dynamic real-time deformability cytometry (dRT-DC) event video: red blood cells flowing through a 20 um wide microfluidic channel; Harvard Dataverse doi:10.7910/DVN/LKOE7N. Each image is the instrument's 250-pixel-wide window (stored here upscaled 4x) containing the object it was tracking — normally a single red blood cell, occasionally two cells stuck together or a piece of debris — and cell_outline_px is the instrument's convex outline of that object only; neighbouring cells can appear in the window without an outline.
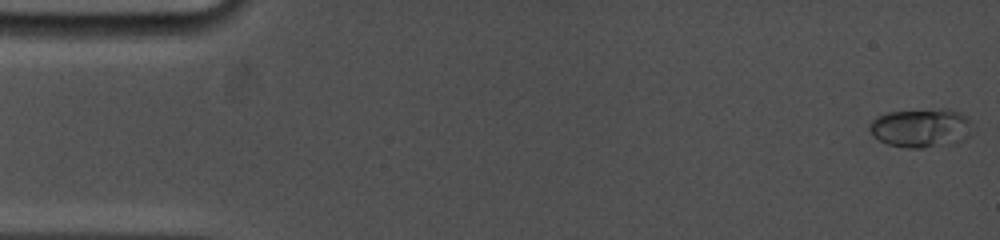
{"species": "common noctule bat (a hibernating species)", "species_latin": "Nyctalus noctula", "temperature_condition": "cold", "stored_images_in_passage": 55, "camera_frame_rate_fps": 5000, "um_per_image_px": 0.085, "animal": {"sex": "female", "body_mass_g": 19.0, "forearm_length_mm": 53.3}, "frame": {"image": 1, "passage_image": 1, "time_ms": 0.0, "image_size_px": [1000, 240], "cell_outline_px": [[972, 136], [956, 144], [924, 148], [908, 148], [888, 144], [872, 136], [868, 128], [868, 124], [876, 116], [888, 112], [940, 108], [948, 108], [960, 112], [968, 116], [972, 132]], "centroid_in_image_um": [78.32, 10.87], "position_along_channel_um": 6.7, "area_um2": 24.04}}
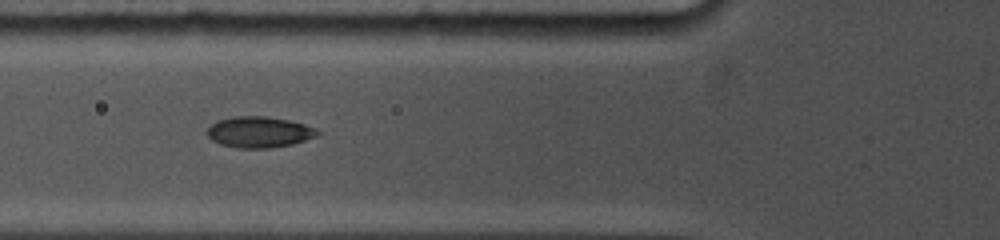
{"frame": {"image": 2, "passage_image": 40, "time_ms": 6.0, "image_size_px": [1000, 240], "cell_outline_px": [[320, 132], [316, 136], [292, 144], [272, 148], [236, 148], [220, 144], [212, 140], [208, 136], [208, 128], [216, 120], [232, 116], [268, 116], [288, 120], [304, 124], [316, 128]], "centroid_in_image_um": [22.01, 11.22], "position_along_channel_um": 103.8, "area_um2": 20.0}}
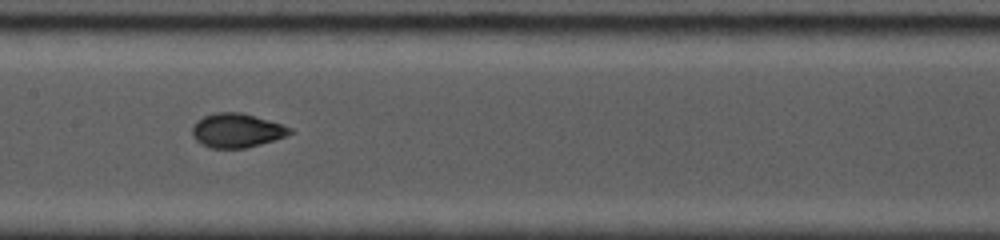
{"frame": {"image": 3, "passage_image": 54, "time_ms": 8.2, "image_size_px": [1000, 240], "cell_outline_px": [[296, 132], [288, 136], [276, 140], [244, 148], [212, 148], [200, 144], [192, 136], [192, 124], [196, 120], [204, 116], [216, 112], [240, 112], [284, 124], [292, 128]], "centroid_in_image_um": [20.15, 11.09], "position_along_channel_um": 187.2, "area_um2": 19.77}}